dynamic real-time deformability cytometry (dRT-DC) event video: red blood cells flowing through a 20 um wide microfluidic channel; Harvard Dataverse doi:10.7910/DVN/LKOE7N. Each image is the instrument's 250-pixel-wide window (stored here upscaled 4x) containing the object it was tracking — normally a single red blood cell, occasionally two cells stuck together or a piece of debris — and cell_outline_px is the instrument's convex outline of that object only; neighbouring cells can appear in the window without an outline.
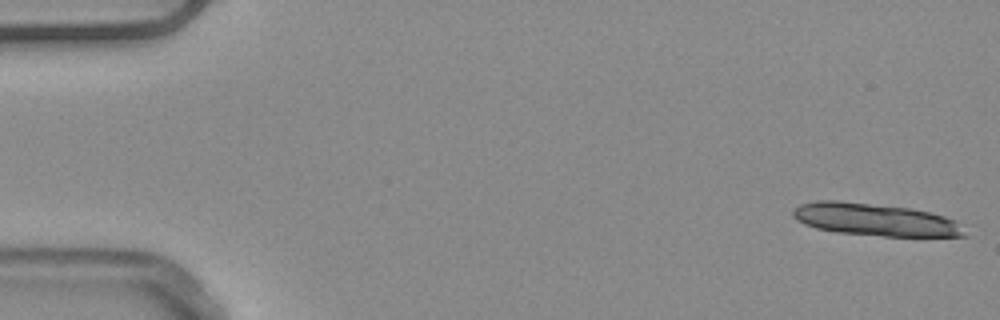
{"species": "common noctule bat (a hibernating species)", "species_latin": "Nyctalus noctula", "temperature_condition": "warm", "stored_images_in_passage": 14, "camera_frame_rate_fps": 3000, "um_per_image_px": 0.085, "animal": {"sex": "male", "body_mass_g": 20.4}, "frame": {"image": 1, "passage_image": 1, "time_ms": 0.0, "image_size_px": [1000, 320], "cell_outline_px": [[968, 236], [880, 236], [836, 232], [816, 228], [804, 224], [796, 220], [792, 216], [792, 208], [800, 204], [816, 200], [836, 200], [908, 208], [928, 212], [944, 216], [956, 220]], "centroid_in_image_um": [74.32, 18.67], "position_along_channel_um": 10.7, "area_um2": 32.37}}